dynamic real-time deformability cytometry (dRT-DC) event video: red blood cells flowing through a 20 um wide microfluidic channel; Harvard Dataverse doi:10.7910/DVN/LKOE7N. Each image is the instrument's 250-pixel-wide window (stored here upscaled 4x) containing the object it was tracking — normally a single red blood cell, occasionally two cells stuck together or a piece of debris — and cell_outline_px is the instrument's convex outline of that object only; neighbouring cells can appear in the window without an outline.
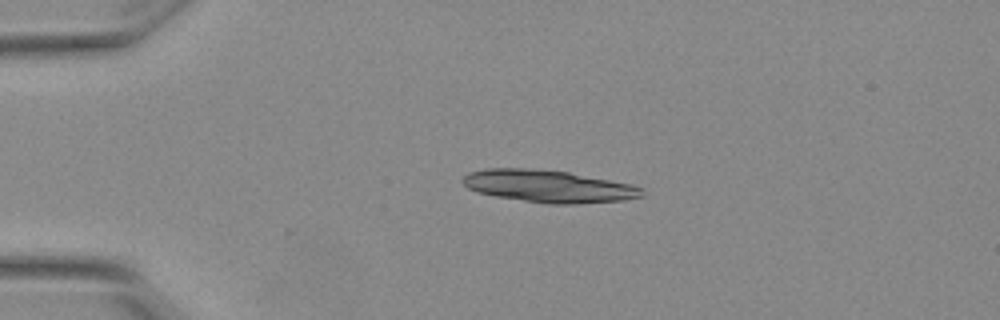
{"species": "Egyptian fruit bat (a non-hibernating species)", "species_latin": "Rousettus aegyptiacus", "temperature_condition": "warm", "stored_images_in_passage": 7, "camera_frame_rate_fps": 3000, "um_per_image_px": 0.085, "animal": {"sex": "female"}, "frame": {"image": 1, "passage_image": 1, "time_ms": 0.0, "image_size_px": [1000, 320], "cell_outline_px": [[644, 196], [624, 200], [576, 204], [552, 204], [496, 196], [476, 192], [468, 188], [460, 180], [468, 172], [484, 168], [528, 168], [568, 172], [628, 184], [644, 188]], "centroid_in_image_um": [46.59, 15.83], "position_along_channel_um": 38.4, "area_um2": 33.58}}